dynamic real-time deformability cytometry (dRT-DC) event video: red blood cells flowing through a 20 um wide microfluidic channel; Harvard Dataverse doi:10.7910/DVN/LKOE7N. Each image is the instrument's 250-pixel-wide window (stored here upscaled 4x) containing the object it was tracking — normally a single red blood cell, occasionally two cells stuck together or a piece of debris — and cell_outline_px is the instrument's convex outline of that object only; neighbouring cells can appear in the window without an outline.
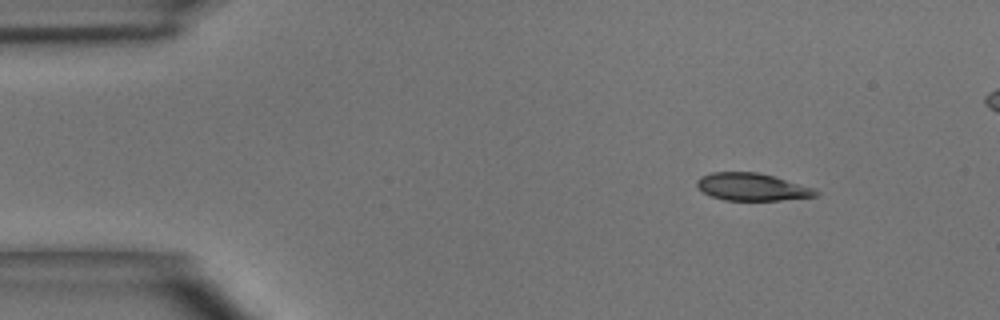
{"species": "common noctule bat (a hibernating species)", "species_latin": "Nyctalus noctula", "temperature_condition": "room temperature", "stored_images_in_passage": 43, "camera_frame_rate_fps": 3000, "um_per_image_px": 0.085, "animal": {"sex": "male", "body_mass_g": 15.6}, "frame": {"image": 1, "passage_image": 1, "time_ms": 0.0, "image_size_px": [1000, 320], "cell_outline_px": [[820, 192], [816, 196], [780, 200], [724, 200], [712, 196], [704, 192], [696, 184], [696, 180], [700, 176], [712, 172], [756, 172], [772, 176], [812, 188]], "centroid_in_image_um": [63.88, 15.89], "position_along_channel_um": 21.1, "area_um2": 18.67}}
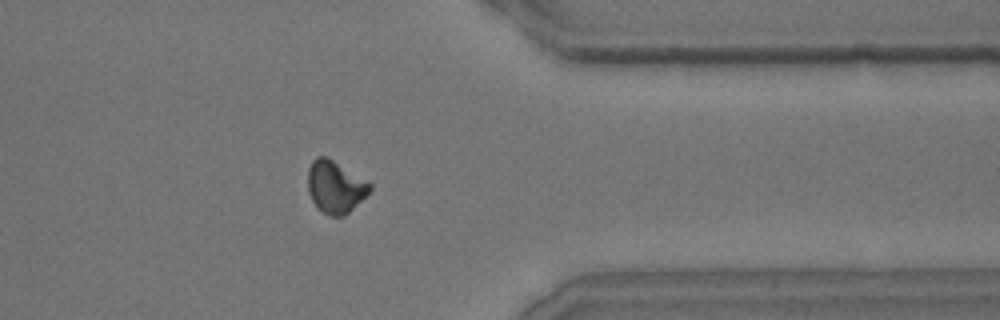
{"frame": {"image": 2, "passage_image": 35, "time_ms": 11.333, "image_size_px": [1000, 320], "cell_outline_px": [[372, 188], [344, 216], [332, 216], [324, 212], [312, 200], [308, 192], [308, 168], [312, 160], [316, 156], [324, 156], [332, 160], [372, 184]], "centroid_in_image_um": [28.46, 15.86], "position_along_channel_um": 382.9, "area_um2": 18.32}}
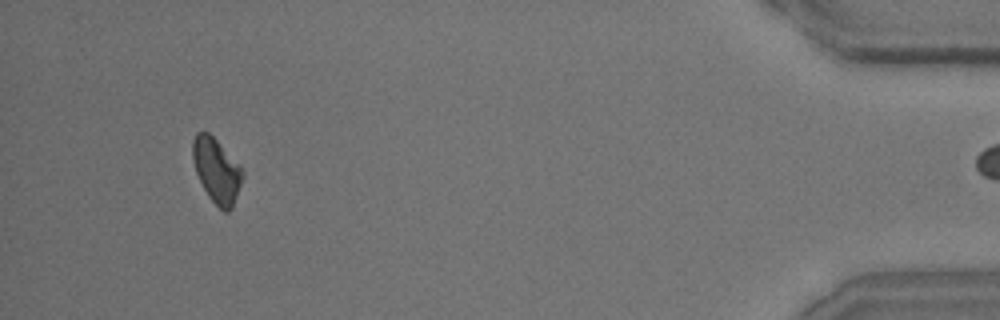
{"frame": {"image": 3, "passage_image": 42, "time_ms": 13.667, "image_size_px": [1000, 320], "cell_outline_px": [[244, 176], [232, 208], [228, 212], [224, 212], [208, 196], [196, 172], [192, 156], [192, 140], [196, 132], [208, 132], [240, 164], [244, 172]], "centroid_in_image_um": [18.42, 14.48], "position_along_channel_um": 416.8, "area_um2": 18.67}}